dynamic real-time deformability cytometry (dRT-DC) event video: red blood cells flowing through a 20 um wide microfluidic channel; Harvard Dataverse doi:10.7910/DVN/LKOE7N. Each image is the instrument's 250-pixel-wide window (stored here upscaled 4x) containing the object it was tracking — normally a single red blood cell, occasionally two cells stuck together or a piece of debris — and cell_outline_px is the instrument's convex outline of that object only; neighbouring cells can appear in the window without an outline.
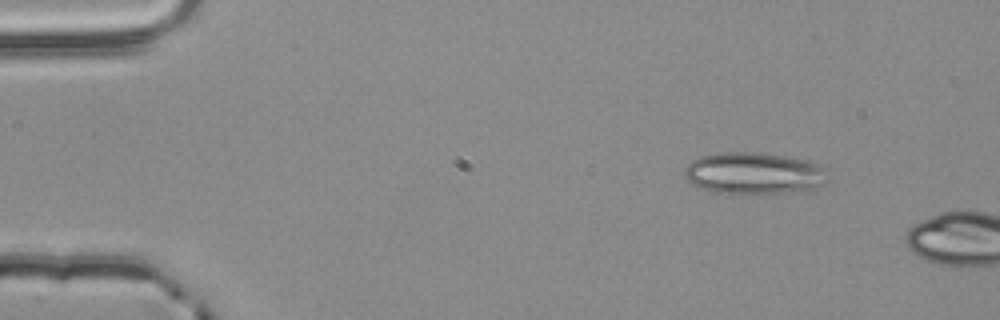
{"species": "common noctule bat (a hibernating species)", "species_latin": "Nyctalus noctula", "temperature_condition": "room temperature", "stored_images_in_passage": 5, "camera_frame_rate_fps": 3000, "um_per_image_px": 0.085, "animal": {"sex": "male", "body_mass_g": 20.4}, "frame": {"image": 1, "passage_image": 2, "time_ms": 0.333, "image_size_px": [1000, 320], "cell_outline_px": [[824, 184], [816, 188], [784, 192], [732, 196], [728, 196], [700, 188], [692, 184], [684, 176], [684, 168], [692, 160], [700, 156], [720, 152], [752, 152], [780, 156], [804, 160], [816, 164], [824, 168]], "centroid_in_image_um": [63.96, 14.76], "position_along_channel_um": 21.0, "area_um2": 35.03}}